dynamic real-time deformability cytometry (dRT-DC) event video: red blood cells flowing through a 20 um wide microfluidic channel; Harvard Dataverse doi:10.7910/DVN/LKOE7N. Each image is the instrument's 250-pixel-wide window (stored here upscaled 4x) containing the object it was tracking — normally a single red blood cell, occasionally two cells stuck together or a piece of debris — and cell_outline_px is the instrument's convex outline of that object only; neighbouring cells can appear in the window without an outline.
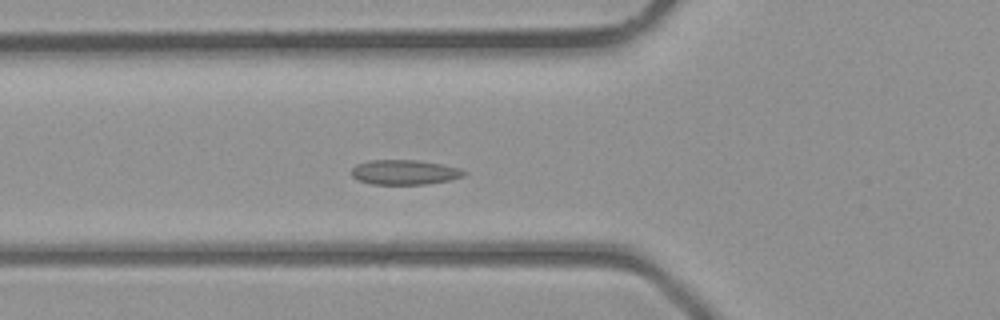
{"species": "common noctule bat (a hibernating species)", "species_latin": "Nyctalus noctula", "temperature_condition": "room temperature", "stored_images_in_passage": 34, "camera_frame_rate_fps": 3000, "um_per_image_px": 0.085, "animal": {"sex": "male", "body_mass_g": 23.1, "forearm_length_mm": 52.7}, "frame": {"image": 1, "passage_image": 13, "time_ms": 4.0, "image_size_px": [1000, 320], "cell_outline_px": [[468, 172], [464, 176], [448, 180], [428, 184], [372, 184], [360, 180], [352, 176], [352, 168], [356, 164], [368, 160], [416, 160], [440, 164], [460, 168]], "centroid_in_image_um": [34.39, 14.63], "position_along_channel_um": 91.4, "area_um2": 16.18}}
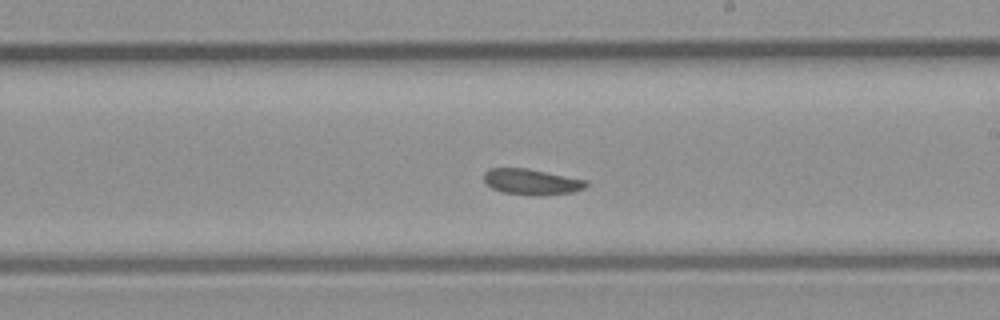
{"frame": {"image": 2, "passage_image": 22, "time_ms": 7.0, "image_size_px": [1000, 320], "cell_outline_px": [[588, 184], [584, 188], [572, 192], [540, 196], [532, 196], [504, 192], [492, 188], [484, 180], [484, 172], [488, 168], [528, 168], [588, 180]], "centroid_in_image_um": [45.2, 15.45], "position_along_channel_um": 243.8, "area_um2": 15.49}}
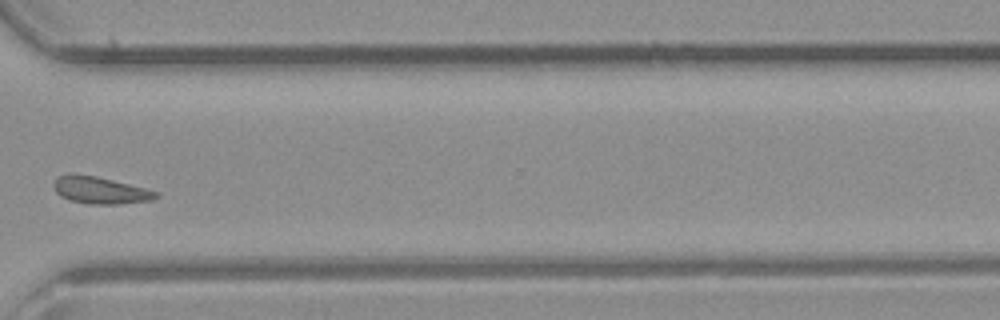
{"frame": {"image": 3, "passage_image": 29, "time_ms": 9.333, "image_size_px": [1000, 320], "cell_outline_px": [[160, 196], [148, 200], [120, 204], [88, 204], [68, 200], [60, 196], [56, 192], [52, 184], [56, 176], [96, 176], [160, 192]], "centroid_in_image_um": [8.52, 16.2], "position_along_channel_um": 362.1, "area_um2": 15.72}}